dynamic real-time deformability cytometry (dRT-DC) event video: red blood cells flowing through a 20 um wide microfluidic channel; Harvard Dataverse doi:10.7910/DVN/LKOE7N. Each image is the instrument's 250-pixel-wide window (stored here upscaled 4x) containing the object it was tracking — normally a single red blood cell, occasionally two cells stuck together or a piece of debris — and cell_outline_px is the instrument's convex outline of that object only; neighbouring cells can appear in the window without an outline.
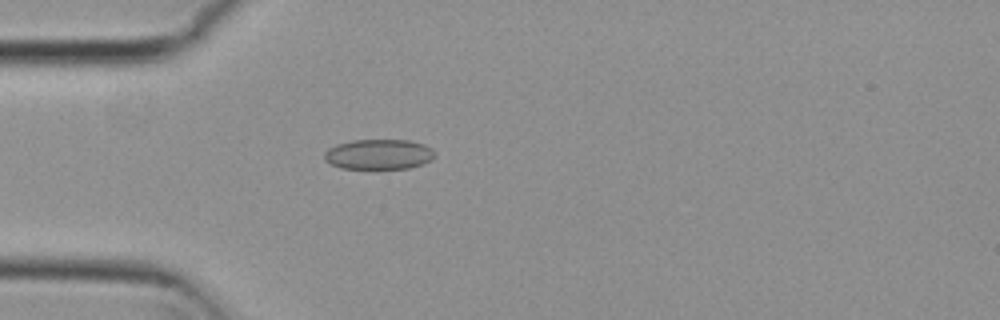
{"species": "common noctule bat (a hibernating species)", "species_latin": "Nyctalus noctula", "temperature_condition": "cold", "stored_images_in_passage": 4, "camera_frame_rate_fps": 3000, "um_per_image_px": 0.085, "animal": {"sex": "female", "body_mass_g": 29.2, "forearm_length_mm": 56.3}, "frame": {"image": 1, "passage_image": 4, "time_ms": 1.0, "image_size_px": [1000, 320], "cell_outline_px": [[432, 160], [424, 164], [408, 168], [340, 168], [324, 160], [324, 152], [328, 148], [336, 144], [352, 140], [408, 140], [424, 144], [432, 148]], "centroid_in_image_um": [32.17, 13.11], "position_along_channel_um": 52.8, "area_um2": 19.36}}